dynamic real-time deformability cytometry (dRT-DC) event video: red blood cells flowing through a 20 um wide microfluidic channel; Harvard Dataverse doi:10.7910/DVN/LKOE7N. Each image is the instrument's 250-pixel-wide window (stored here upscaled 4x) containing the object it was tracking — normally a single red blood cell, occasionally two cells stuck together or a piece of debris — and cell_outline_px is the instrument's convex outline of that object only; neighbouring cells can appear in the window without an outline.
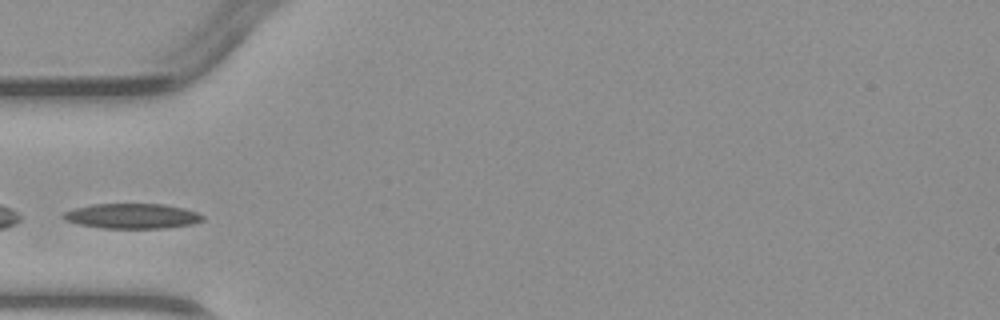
{"species": "common noctule bat (a hibernating species)", "species_latin": "Nyctalus noctula", "temperature_condition": "warm", "stored_images_in_passage": 3, "camera_frame_rate_fps": 3000, "um_per_image_px": 0.085, "animal": {"sex": "male", "body_mass_g": 23.1, "forearm_length_mm": 52.7}, "frame": {"image": 1, "passage_image": 3, "time_ms": 2.333, "image_size_px": [1000, 320], "cell_outline_px": [[204, 220], [192, 224], [164, 228], [100, 228], [80, 224], [64, 220], [60, 216], [64, 212], [76, 208], [92, 204], [164, 204], [184, 208], [196, 212], [204, 216]], "centroid_in_image_um": [11.23, 18.36], "position_along_channel_um": 73.8, "area_um2": 20.35}}